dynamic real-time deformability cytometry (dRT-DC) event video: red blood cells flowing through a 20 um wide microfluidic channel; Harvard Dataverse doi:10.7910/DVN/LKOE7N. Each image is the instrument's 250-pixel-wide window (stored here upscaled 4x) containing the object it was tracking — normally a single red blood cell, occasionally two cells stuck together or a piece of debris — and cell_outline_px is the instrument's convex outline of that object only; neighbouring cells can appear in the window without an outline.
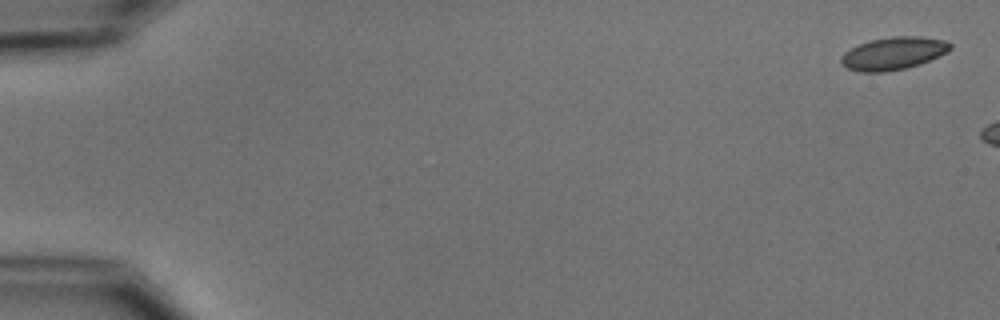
{"species": "common noctule bat (a hibernating species)", "species_latin": "Nyctalus noctula", "temperature_condition": "cold", "stored_images_in_passage": 3, "camera_frame_rate_fps": 3000, "um_per_image_px": 0.085, "animal": {"sex": "male", "body_mass_g": 15.6}, "frame": {"image": 1, "passage_image": 1, "time_ms": 0.0, "image_size_px": [1000, 320], "cell_outline_px": [[952, 48], [948, 52], [920, 64], [904, 68], [884, 72], [860, 72], [848, 68], [840, 64], [840, 56], [844, 52], [860, 44], [872, 40], [892, 36], [920, 36], [944, 40], [952, 44]], "centroid_in_image_um": [75.94, 4.54], "position_along_channel_um": 9.1, "area_um2": 20.75}}